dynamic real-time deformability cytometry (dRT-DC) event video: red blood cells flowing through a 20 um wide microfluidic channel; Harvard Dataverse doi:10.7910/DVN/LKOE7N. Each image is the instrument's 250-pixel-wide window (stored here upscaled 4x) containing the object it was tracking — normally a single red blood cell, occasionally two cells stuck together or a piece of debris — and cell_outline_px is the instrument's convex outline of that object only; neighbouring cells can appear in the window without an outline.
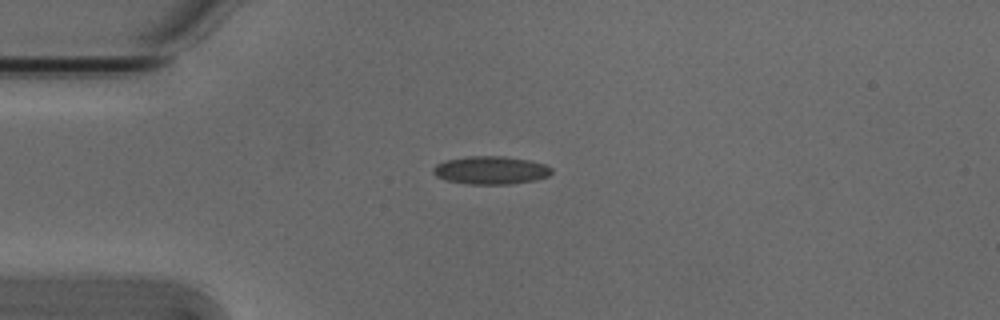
{"species": "Egyptian fruit bat (a non-hibernating species)", "species_latin": "Rousettus aegyptiacus", "temperature_condition": "cold", "stored_images_in_passage": 3, "camera_frame_rate_fps": 3000, "um_per_image_px": 0.085, "animal": {"sex": "male"}, "frame": {"image": 1, "passage_image": 3, "time_ms": 0.667, "image_size_px": [1000, 320], "cell_outline_px": [[552, 172], [548, 176], [536, 180], [508, 184], [468, 184], [444, 180], [436, 176], [432, 172], [432, 168], [436, 164], [444, 160], [468, 156], [504, 156], [528, 160], [544, 164], [552, 168]], "centroid_in_image_um": [41.68, 14.47], "position_along_channel_um": 43.3, "area_um2": 19.48}}